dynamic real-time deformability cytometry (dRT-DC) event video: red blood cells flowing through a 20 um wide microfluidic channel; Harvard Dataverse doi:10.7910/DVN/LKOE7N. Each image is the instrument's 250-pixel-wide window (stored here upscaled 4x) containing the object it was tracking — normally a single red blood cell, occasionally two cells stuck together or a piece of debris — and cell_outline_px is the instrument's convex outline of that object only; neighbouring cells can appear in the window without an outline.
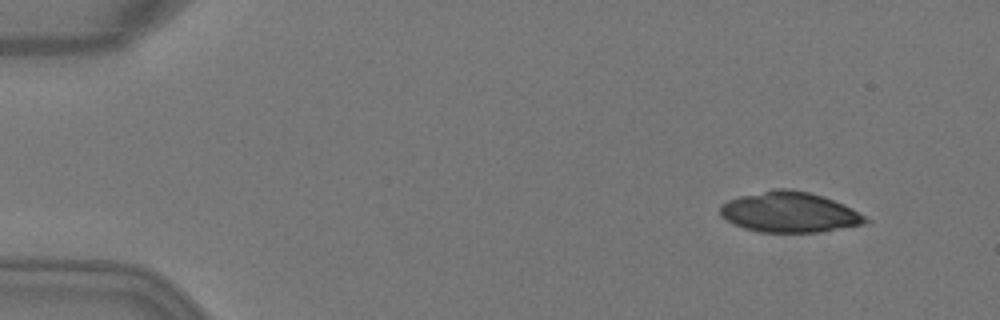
{"species": "Egyptian fruit bat (a non-hibernating species)", "species_latin": "Rousettus aegyptiacus", "temperature_condition": "warm", "stored_images_in_passage": 5, "camera_frame_rate_fps": 3000, "um_per_image_px": 0.085, "animal": {"sex": "female"}, "frame": {"image": 1, "passage_image": 2, "time_ms": 0.333, "image_size_px": [1000, 320], "cell_outline_px": [[872, 220], [864, 224], [820, 232], [760, 232], [744, 228], [720, 216], [720, 204], [728, 200], [740, 196], [776, 188], [792, 188], [824, 196], [844, 204], [852, 208]], "centroid_in_image_um": [67.13, 18.03], "position_along_channel_um": 17.9, "area_um2": 34.33}}